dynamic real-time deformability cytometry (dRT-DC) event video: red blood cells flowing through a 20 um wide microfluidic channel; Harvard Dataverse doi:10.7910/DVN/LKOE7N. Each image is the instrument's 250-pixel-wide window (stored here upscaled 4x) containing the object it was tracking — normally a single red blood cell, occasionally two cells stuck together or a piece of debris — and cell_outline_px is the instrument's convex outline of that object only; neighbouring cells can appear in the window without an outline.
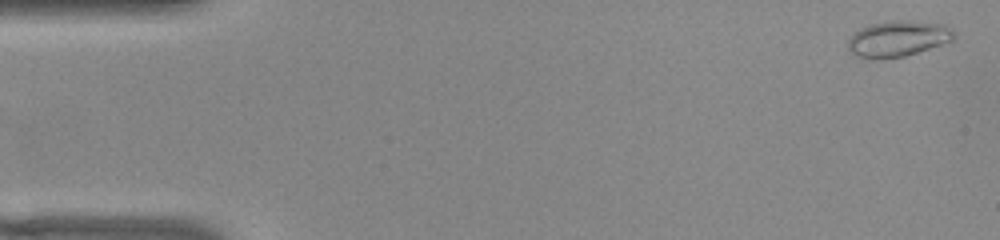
{"species": "common noctule bat (a hibernating species)", "species_latin": "Nyctalus noctula", "temperature_condition": "warm", "stored_images_in_passage": 10, "camera_frame_rate_fps": 3000, "um_per_image_px": 0.085, "animal": {"sex": "female", "body_mass_g": 22.0, "forearm_length_mm": 56.7}, "frame": {"image": 1, "passage_image": 2, "time_ms": 0.333, "image_size_px": [1000, 240], "cell_outline_px": [[956, 36], [952, 40], [904, 56], [876, 60], [864, 60], [856, 56], [848, 48], [848, 40], [860, 28], [868, 24], [896, 20], [916, 20], [944, 24], [952, 28]], "centroid_in_image_um": [76.3, 3.28], "position_along_channel_um": 8.7, "area_um2": 22.37}}